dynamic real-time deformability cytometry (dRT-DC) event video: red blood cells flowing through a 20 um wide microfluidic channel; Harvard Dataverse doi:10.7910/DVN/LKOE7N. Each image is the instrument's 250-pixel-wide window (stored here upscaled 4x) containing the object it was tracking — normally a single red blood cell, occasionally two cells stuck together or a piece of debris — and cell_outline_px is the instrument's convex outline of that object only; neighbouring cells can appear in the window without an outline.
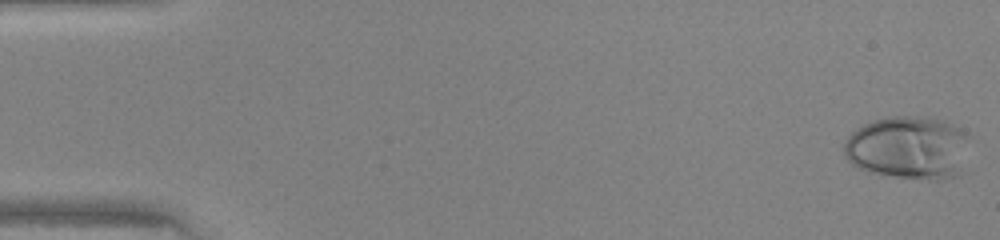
{"species": "human", "species_latin": "Homo sapiens", "temperature_condition": "warm", "stored_images_in_passage": 47, "camera_frame_rate_fps": 3000, "um_per_image_px": 0.085, "donor": {"sex": "female"}, "frame": {"image": 1, "passage_image": 1, "time_ms": 0.0, "image_size_px": [1000, 240], "cell_outline_px": [[972, 136], [960, 176], [940, 180], [928, 180], [896, 176], [868, 172], [856, 168], [848, 160], [844, 152], [844, 144], [848, 136], [856, 128], [864, 124], [888, 116], [928, 116], [944, 120], [968, 132]], "centroid_in_image_um": [77.28, 12.55], "position_along_channel_um": 7.7, "area_um2": 47.28}}
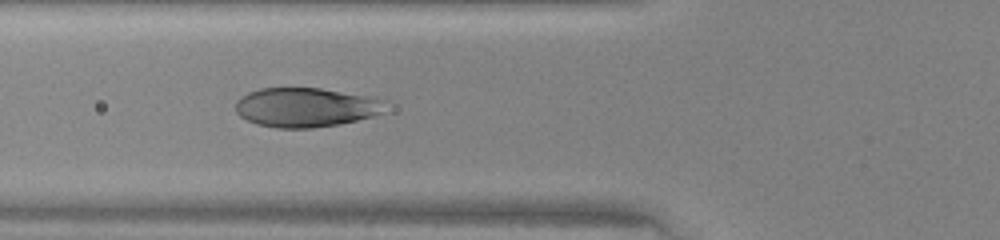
{"frame": {"image": 2, "passage_image": 18, "time_ms": 5.667, "image_size_px": [1000, 240], "cell_outline_px": [[384, 112], [372, 116], [340, 124], [312, 128], [276, 128], [256, 124], [240, 116], [236, 112], [236, 100], [240, 96], [248, 92], [260, 88], [320, 88], [376, 96], [384, 100]], "centroid_in_image_um": [26.0, 9.11], "position_along_channel_um": 99.8, "area_um2": 34.68}}
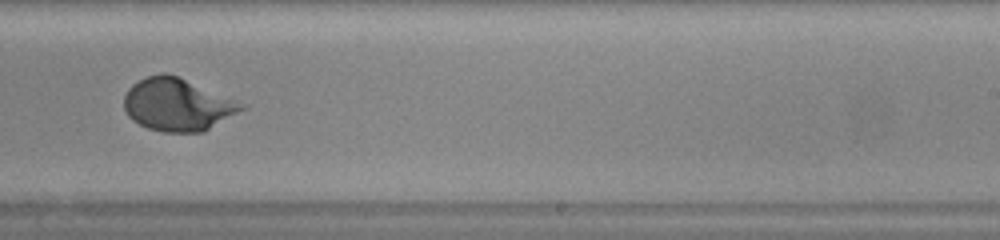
{"frame": {"image": 3, "passage_image": 30, "time_ms": 9.667, "image_size_px": [1000, 240], "cell_outline_px": [[252, 104], [248, 108], [204, 132], [164, 132], [148, 128], [132, 120], [128, 116], [124, 108], [124, 96], [128, 88], [132, 84], [148, 76], [160, 72], [164, 72], [176, 76]], "centroid_in_image_um": [15.18, 8.89], "position_along_channel_um": 273.8, "area_um2": 36.65}}